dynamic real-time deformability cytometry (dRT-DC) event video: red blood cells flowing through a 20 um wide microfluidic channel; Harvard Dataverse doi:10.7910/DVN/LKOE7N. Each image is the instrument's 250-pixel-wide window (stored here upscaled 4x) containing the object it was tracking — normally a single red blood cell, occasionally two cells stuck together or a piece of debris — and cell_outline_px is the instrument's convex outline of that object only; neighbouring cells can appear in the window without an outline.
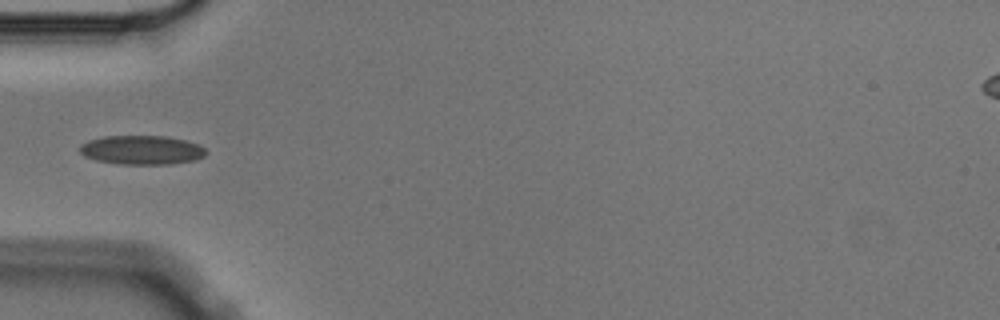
{"species": "Egyptian fruit bat (a non-hibernating species)", "species_latin": "Rousettus aegyptiacus", "temperature_condition": "cold", "stored_images_in_passage": 6, "camera_frame_rate_fps": 3000, "um_per_image_px": 0.085, "animal": {"sex": "male"}, "frame": {"image": 1, "passage_image": 4, "time_ms": 1.0, "image_size_px": [1000, 320], "cell_outline_px": [[208, 152], [204, 156], [196, 160], [172, 164], [120, 164], [96, 160], [84, 156], [80, 152], [80, 144], [88, 140], [104, 136], [164, 136], [184, 140], [200, 144]], "centroid_in_image_um": [12.06, 12.75], "position_along_channel_um": 72.9, "area_um2": 21.5}}
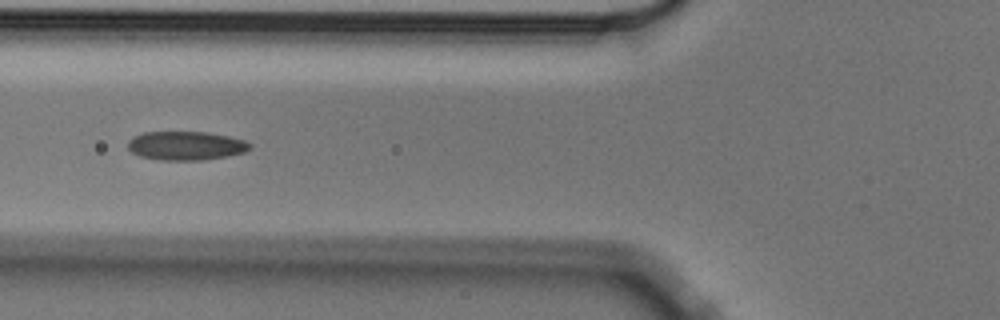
{"frame": {"image": 2, "passage_image": 5, "time_ms": 1.333, "image_size_px": [1000, 320], "cell_outline_px": [[252, 148], [244, 152], [228, 156], [200, 160], [160, 160], [140, 156], [132, 152], [128, 148], [128, 140], [132, 136], [144, 132], [208, 132], [228, 136], [244, 140], [252, 144]], "centroid_in_image_um": [15.8, 12.38], "position_along_channel_um": 110.0, "area_um2": 20.58}}
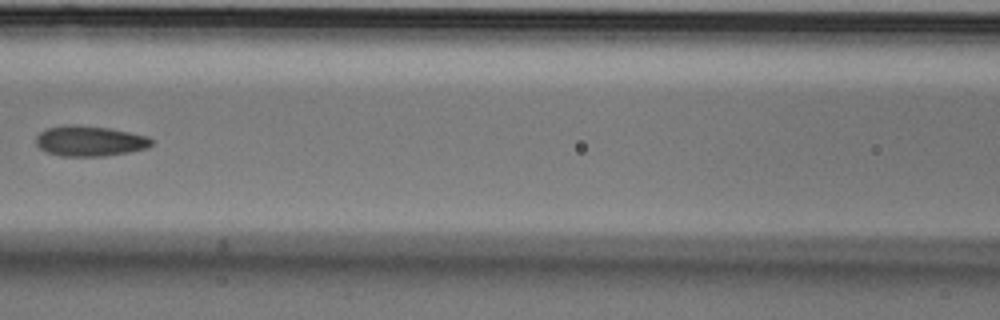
{"frame": {"image": 3, "passage_image": 6, "time_ms": 1.667, "image_size_px": [1000, 320], "cell_outline_px": [[152, 144], [148, 148], [128, 152], [104, 156], [60, 156], [44, 152], [36, 144], [36, 136], [44, 128], [64, 124], [76, 124], [108, 128], [148, 136], [152, 140]], "centroid_in_image_um": [7.57, 11.98], "position_along_channel_um": 159.0, "area_um2": 20.69}}